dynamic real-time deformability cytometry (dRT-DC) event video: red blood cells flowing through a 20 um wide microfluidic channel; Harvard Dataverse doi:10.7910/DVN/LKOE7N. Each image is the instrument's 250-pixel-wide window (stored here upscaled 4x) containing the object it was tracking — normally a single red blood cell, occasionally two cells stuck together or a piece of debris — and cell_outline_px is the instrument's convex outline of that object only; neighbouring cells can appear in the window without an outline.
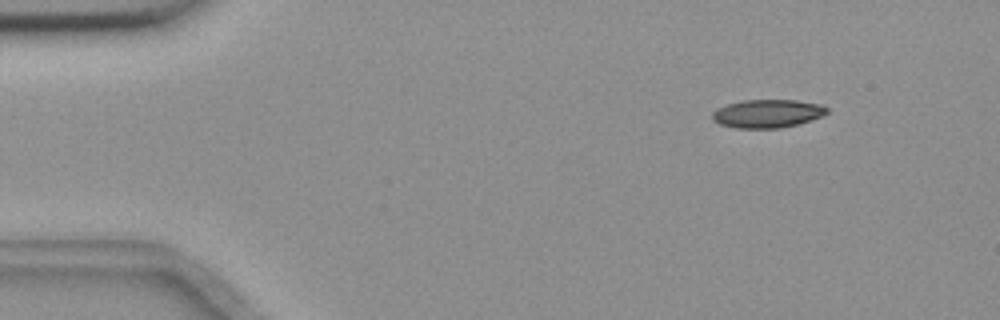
{"species": "common noctule bat (a hibernating species)", "species_latin": "Nyctalus noctula", "temperature_condition": "room temperature", "stored_images_in_passage": 5, "segment_of_instrument_passage": [2, 2], "camera_frame_rate_fps": 3000, "um_per_image_px": 0.085, "animal": {"sex": "female", "body_mass_g": 18.4}, "frame": {"image": 1, "passage_image": 5, "time_ms": 1.333, "image_size_px": [1000, 320], "cell_outline_px": [[828, 112], [820, 116], [796, 124], [780, 128], [736, 128], [720, 124], [712, 120], [712, 112], [716, 108], [728, 104], [744, 100], [796, 100], [820, 104], [828, 108]], "centroid_in_image_um": [65.19, 9.65], "position_along_channel_um": 19.8, "area_um2": 18.73}}